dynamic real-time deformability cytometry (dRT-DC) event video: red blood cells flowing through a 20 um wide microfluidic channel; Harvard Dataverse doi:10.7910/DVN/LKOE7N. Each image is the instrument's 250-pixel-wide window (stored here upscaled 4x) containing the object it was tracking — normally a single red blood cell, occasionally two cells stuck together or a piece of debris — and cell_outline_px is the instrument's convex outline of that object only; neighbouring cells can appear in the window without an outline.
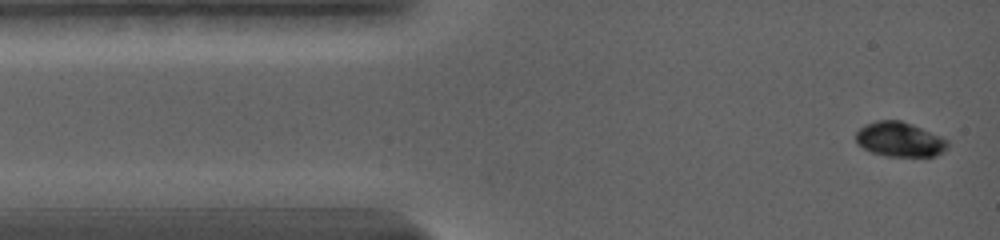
{"species": "common noctule bat (a hibernating species)", "species_latin": "Nyctalus noctula", "temperature_condition": "warm", "stored_images_in_passage": 32, "camera_frame_rate_fps": 5000, "um_per_image_px": 0.085, "animal": {"sex": "female", "body_mass_g": 19.0, "forearm_length_mm": 56.7}, "frame": {"image": 1, "passage_image": 1, "time_ms": 0.0, "image_size_px": [1000, 240], "cell_outline_px": [[948, 148], [944, 152], [936, 156], [888, 156], [872, 152], [864, 148], [856, 140], [856, 132], [864, 124], [876, 120], [900, 120], [912, 124], [940, 136], [948, 140]], "centroid_in_image_um": [76.49, 11.84], "position_along_channel_um": 8.5, "area_um2": 18.5}}
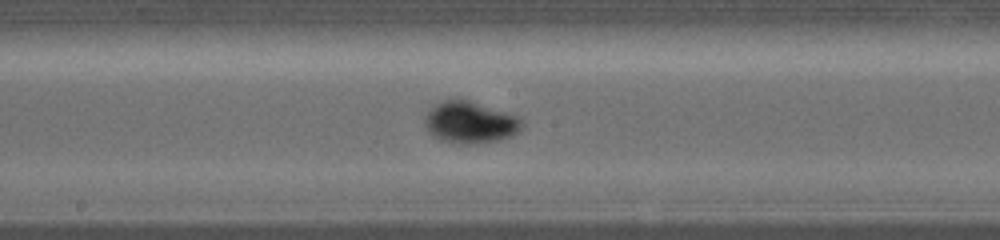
{"frame": {"image": 2, "passage_image": 16, "time_ms": 7.2, "image_size_px": [1000, 240], "cell_outline_px": [[524, 124], [520, 132], [512, 136], [500, 140], [480, 144], [456, 144], [440, 140], [428, 132], [424, 124], [424, 120], [428, 112], [436, 104], [444, 100], [468, 100], [516, 116], [524, 120]], "centroid_in_image_um": [39.98, 10.45], "position_along_channel_um": 208.2, "area_um2": 23.7}}
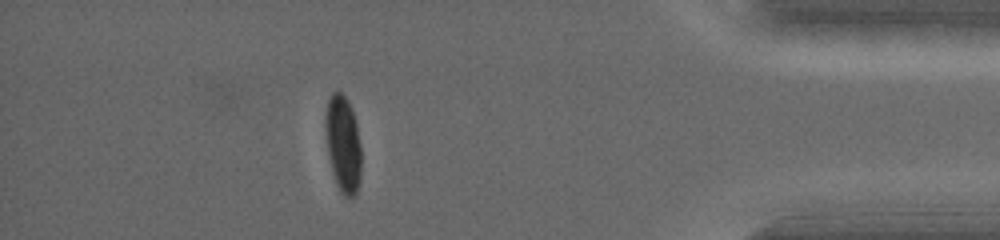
{"frame": {"image": 3, "passage_image": 30, "time_ms": 13.8, "image_size_px": [1000, 240], "cell_outline_px": [[360, 176], [356, 192], [352, 196], [344, 196], [340, 192], [336, 184], [332, 172], [328, 156], [324, 128], [324, 120], [328, 100], [332, 92], [340, 92], [348, 100], [352, 108], [356, 124], [360, 144]], "centroid_in_image_um": [29.13, 12.21], "position_along_channel_um": 406.1, "area_um2": 20.23}, "authors_computed_cell_mechanics": {"area_um2": 21.3571, "velocity_mm_per_s": 3.691, "shape_relaxation_time_tau1_ms": 3.2453, "shape_relaxation_time_tau2_ms": null, "deformation_change_tau1": 0.1315, "deformation_change_tau2": null}}